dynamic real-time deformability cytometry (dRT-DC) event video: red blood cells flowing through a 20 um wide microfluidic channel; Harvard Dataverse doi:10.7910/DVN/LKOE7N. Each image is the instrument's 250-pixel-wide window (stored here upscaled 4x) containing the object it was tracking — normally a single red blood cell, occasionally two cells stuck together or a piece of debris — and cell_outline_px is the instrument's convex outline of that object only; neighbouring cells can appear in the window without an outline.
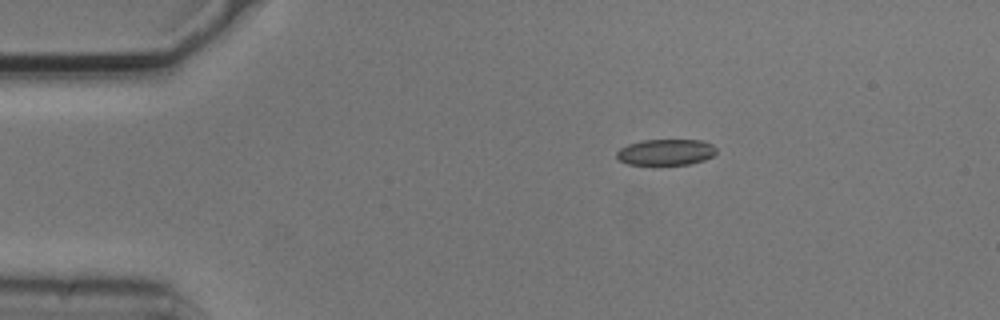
{"species": "common noctule bat (a hibernating species)", "species_latin": "Nyctalus noctula", "temperature_condition": "cold", "stored_images_in_passage": 5, "camera_frame_rate_fps": 3000, "um_per_image_px": 0.085, "animal": {"sex": "male", "body_mass_g": 20.5, "forearm_length_mm": 52.5}, "frame": {"image": 1, "passage_image": 5, "time_ms": 1.333, "image_size_px": [1000, 320], "cell_outline_px": [[716, 152], [712, 156], [704, 160], [688, 164], [628, 164], [620, 160], [616, 156], [616, 152], [620, 148], [628, 144], [640, 140], [704, 140], [712, 144], [716, 148]], "centroid_in_image_um": [56.6, 12.92], "position_along_channel_um": 28.4, "area_um2": 15.09}}